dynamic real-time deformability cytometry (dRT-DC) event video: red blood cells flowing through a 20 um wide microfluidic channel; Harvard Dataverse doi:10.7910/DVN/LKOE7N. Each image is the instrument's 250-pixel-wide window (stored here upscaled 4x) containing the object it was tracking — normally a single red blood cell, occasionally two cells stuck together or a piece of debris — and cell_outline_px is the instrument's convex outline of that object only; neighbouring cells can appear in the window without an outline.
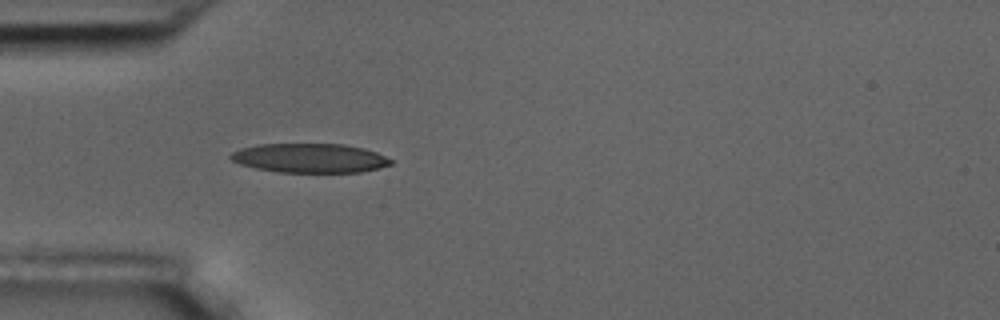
{"species": "common noctule bat (a hibernating species)", "species_latin": "Nyctalus noctula", "temperature_condition": "room temperature", "stored_images_in_passage": 4, "camera_frame_rate_fps": 3000, "um_per_image_px": 0.085, "animal": {"sex": "male", "body_mass_g": 17.5, "forearm_length_mm": 52.3}, "frame": {"image": 1, "passage_image": 4, "time_ms": 3.333, "image_size_px": [1000, 320], "cell_outline_px": [[392, 164], [380, 168], [360, 172], [276, 172], [256, 168], [240, 164], [232, 160], [228, 156], [232, 152], [240, 148], [260, 144], [344, 144], [364, 148], [376, 152], [392, 160]], "centroid_in_image_um": [26.33, 13.44], "position_along_channel_um": 58.7, "area_um2": 27.28}}